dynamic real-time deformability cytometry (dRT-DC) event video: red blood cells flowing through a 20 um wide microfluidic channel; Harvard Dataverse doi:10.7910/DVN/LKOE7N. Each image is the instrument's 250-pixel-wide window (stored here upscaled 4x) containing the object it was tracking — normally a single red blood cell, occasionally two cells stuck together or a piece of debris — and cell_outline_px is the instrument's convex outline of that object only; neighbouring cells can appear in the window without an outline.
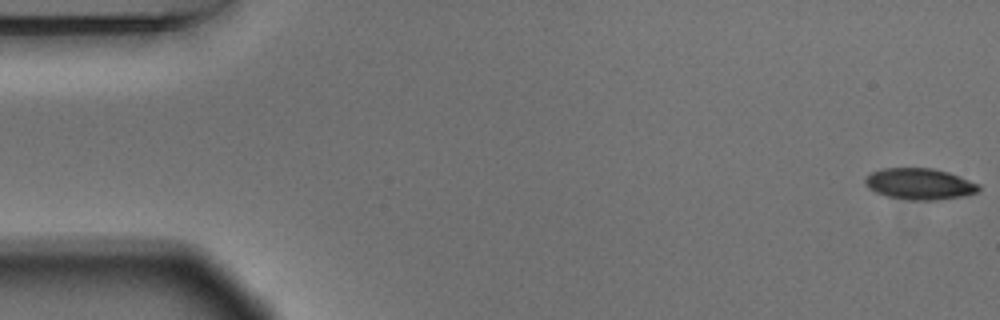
{"species": "Egyptian fruit bat (a non-hibernating species)", "species_latin": "Rousettus aegyptiacus", "temperature_condition": "warm", "stored_images_in_passage": 55, "camera_frame_rate_fps": 3000, "um_per_image_px": 0.085, "animal": {"sex": "male"}, "frame": {"image": 1, "passage_image": 1, "time_ms": 0.0, "image_size_px": [1000, 320], "cell_outline_px": [[980, 188], [976, 192], [964, 196], [936, 200], [912, 200], [888, 196], [876, 192], [868, 188], [864, 180], [872, 172], [880, 168], [932, 168], [948, 172], [960, 176], [980, 184]], "centroid_in_image_um": [78.18, 15.63], "position_along_channel_um": 6.8, "area_um2": 20.63}}
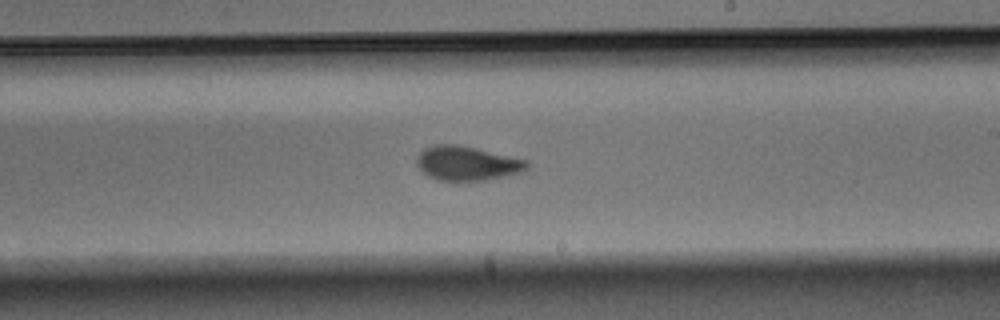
{"frame": {"image": 2, "passage_image": 32, "time_ms": 10.333, "image_size_px": [1000, 320], "cell_outline_px": [[528, 168], [524, 172], [484, 180], [436, 180], [428, 176], [416, 164], [416, 156], [424, 148], [432, 144], [460, 144], [528, 160]], "centroid_in_image_um": [39.69, 13.86], "position_along_channel_um": 249.3, "area_um2": 22.2}}
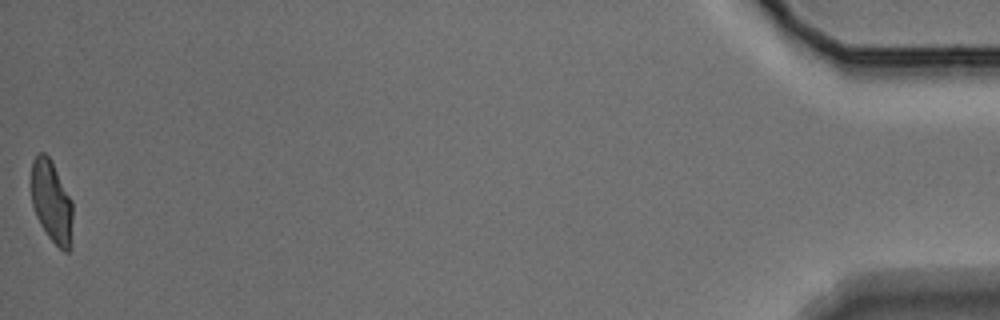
{"frame": {"image": 3, "passage_image": 55, "time_ms": 18.0, "image_size_px": [1000, 320], "cell_outline_px": [[72, 248], [68, 252], [64, 252], [48, 236], [40, 224], [36, 216], [32, 204], [32, 160], [40, 152], [44, 152], [52, 160], [72, 200]], "centroid_in_image_um": [4.41, 17.16], "position_along_channel_um": 430.8, "area_um2": 20.0}, "authors_computed_cell_mechanics": {"area_um2": 21.7906, "velocity_mm_per_s": 3.6734, "shape_relaxation_time_tau1_ms": 4.7095, "shape_relaxation_time_tau2_ms": 1.6539, "deformation_change_tau1": 0.1696, "deformation_change_tau2": 0.0665}}